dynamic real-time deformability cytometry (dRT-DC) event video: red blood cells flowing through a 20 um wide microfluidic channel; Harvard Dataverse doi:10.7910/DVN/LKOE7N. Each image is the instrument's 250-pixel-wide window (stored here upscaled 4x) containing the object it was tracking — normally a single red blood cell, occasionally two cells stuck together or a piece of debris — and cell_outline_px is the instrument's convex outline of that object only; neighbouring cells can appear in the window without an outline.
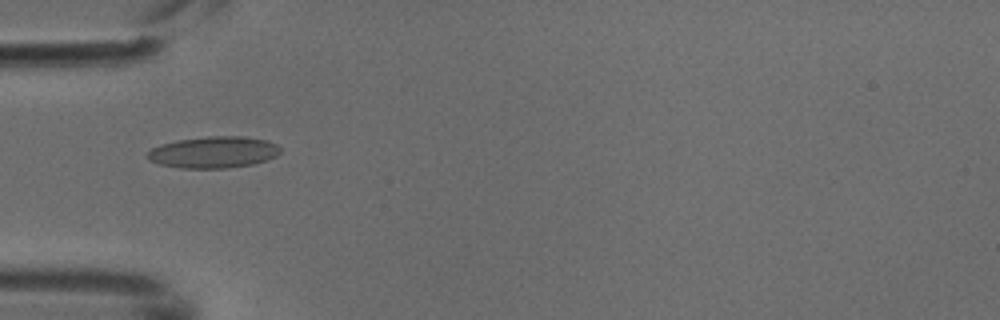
{"species": "common noctule bat (a hibernating species)", "species_latin": "Nyctalus noctula", "temperature_condition": "cold", "stored_images_in_passage": 3, "camera_frame_rate_fps": 3000, "um_per_image_px": 0.085, "animal": {"sex": "male", "body_mass_g": 18.8}, "frame": {"image": 1, "passage_image": 3, "time_ms": 0.667, "image_size_px": [1000, 320], "cell_outline_px": [[280, 152], [276, 156], [268, 160], [252, 164], [228, 168], [180, 168], [160, 164], [148, 160], [144, 156], [152, 148], [160, 144], [176, 140], [208, 136], [244, 136], [268, 140], [276, 144], [280, 148]], "centroid_in_image_um": [18.14, 12.93], "position_along_channel_um": 66.9, "area_um2": 24.68}}